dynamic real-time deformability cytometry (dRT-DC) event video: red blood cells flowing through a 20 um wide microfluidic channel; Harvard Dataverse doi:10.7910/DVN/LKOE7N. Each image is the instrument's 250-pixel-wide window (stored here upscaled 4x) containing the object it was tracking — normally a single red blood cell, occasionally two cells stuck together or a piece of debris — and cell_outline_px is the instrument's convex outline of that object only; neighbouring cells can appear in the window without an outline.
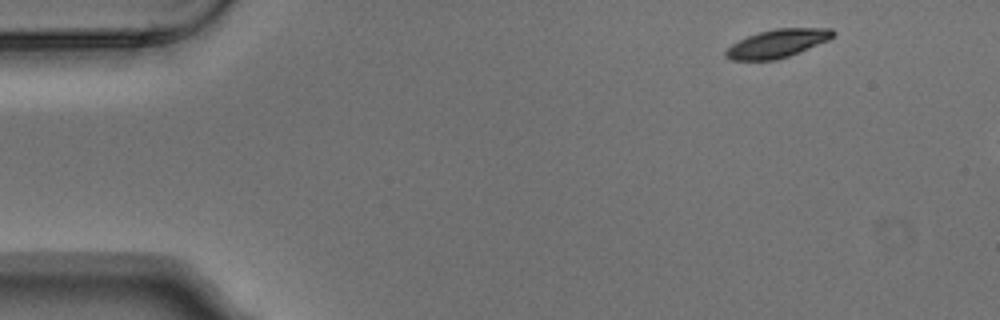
{"species": "Egyptian fruit bat (a non-hibernating species)", "species_latin": "Rousettus aegyptiacus", "temperature_condition": "warm", "stored_images_in_passage": 3, "camera_frame_rate_fps": 3000, "um_per_image_px": 0.085, "animal": {"sex": "male"}, "frame": {"image": 1, "passage_image": 1, "time_ms": 0.0, "image_size_px": [1000, 320], "cell_outline_px": [[836, 32], [828, 40], [788, 56], [776, 60], [732, 60], [724, 56], [724, 52], [732, 44], [748, 36], [760, 32], [776, 28], [832, 28]], "centroid_in_image_um": [66.06, 3.69], "position_along_channel_um": 18.9, "area_um2": 17.4}}